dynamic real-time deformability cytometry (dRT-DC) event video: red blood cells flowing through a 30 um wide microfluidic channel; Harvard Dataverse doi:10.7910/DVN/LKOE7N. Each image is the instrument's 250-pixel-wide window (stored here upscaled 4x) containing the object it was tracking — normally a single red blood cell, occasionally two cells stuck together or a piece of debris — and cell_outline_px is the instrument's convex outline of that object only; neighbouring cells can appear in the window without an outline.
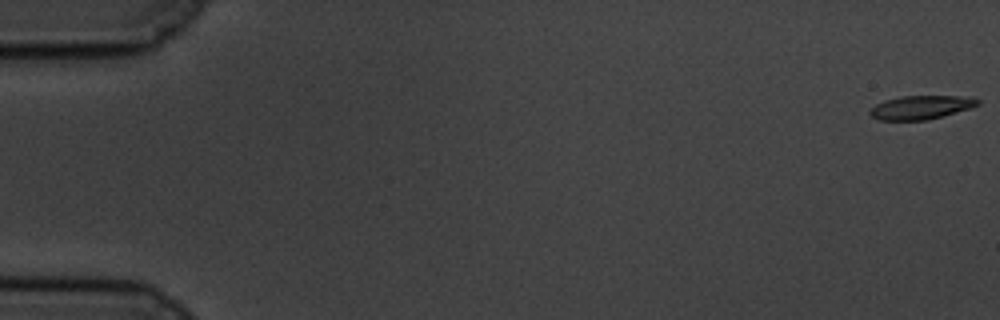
{"species": "common noctule bat (a hibernating species)", "species_latin": "Nyctalus noctula", "temperature_condition": "cold", "stored_images_in_passage": 59, "camera_frame_rate_fps": 3000, "um_per_image_px": 0.085, "animal": {"sex": "male", "body_mass_g": 19.5, "forearm_length_mm": 54.6}, "frame": {"image": 1, "passage_image": 1, "time_ms": 0.0, "image_size_px": [1000, 320], "cell_outline_px": [[980, 104], [972, 108], [928, 120], [880, 120], [872, 116], [868, 112], [876, 104], [884, 100], [900, 96], [972, 96], [980, 100]], "centroid_in_image_um": [78.33, 9.12], "position_along_channel_um": 6.7, "area_um2": 15.03}}
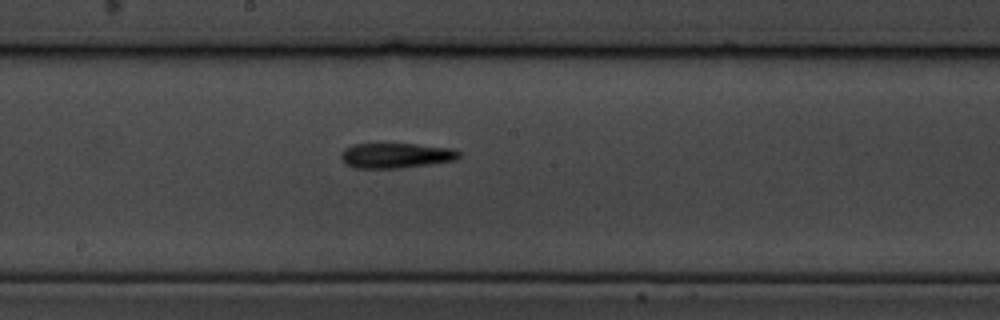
{"frame": {"image": 2, "passage_image": 32, "time_ms": 10.333, "image_size_px": [1000, 320], "cell_outline_px": [[460, 156], [456, 160], [400, 168], [352, 168], [340, 156], [340, 152], [344, 148], [352, 144], [416, 144], [452, 148], [460, 152]], "centroid_in_image_um": [33.64, 13.21], "position_along_channel_um": 214.6, "area_um2": 17.22}}
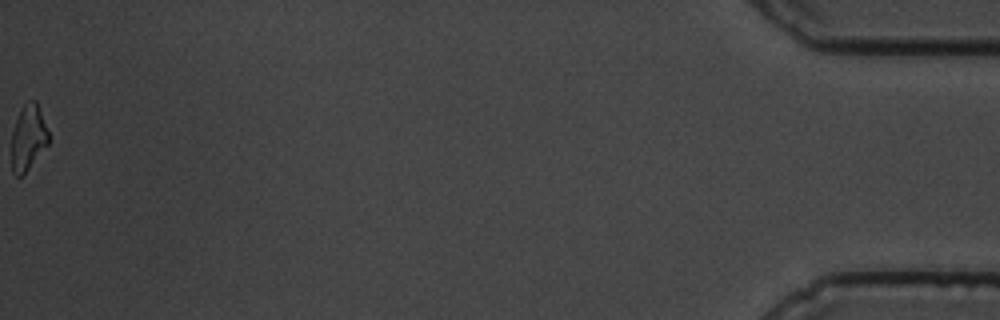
{"frame": {"image": 3, "passage_image": 59, "time_ms": 19.333, "image_size_px": [1000, 320], "cell_outline_px": [[48, 144], [24, 176], [16, 176], [12, 172], [12, 132], [20, 108], [24, 104], [32, 100], [36, 100], [48, 132]], "centroid_in_image_um": [2.39, 11.74], "position_along_channel_um": 432.8, "area_um2": 14.1}, "authors_computed_cell_mechanics": {"area_um2": 16.2996, "velocity_mm_per_s": 3.4955, "shape_relaxation_time_tau1_ms": 4.2724, "shape_relaxation_time_tau2_ms": null, "deformation_change_tau1": 0.1775, "deformation_change_tau2": null}}